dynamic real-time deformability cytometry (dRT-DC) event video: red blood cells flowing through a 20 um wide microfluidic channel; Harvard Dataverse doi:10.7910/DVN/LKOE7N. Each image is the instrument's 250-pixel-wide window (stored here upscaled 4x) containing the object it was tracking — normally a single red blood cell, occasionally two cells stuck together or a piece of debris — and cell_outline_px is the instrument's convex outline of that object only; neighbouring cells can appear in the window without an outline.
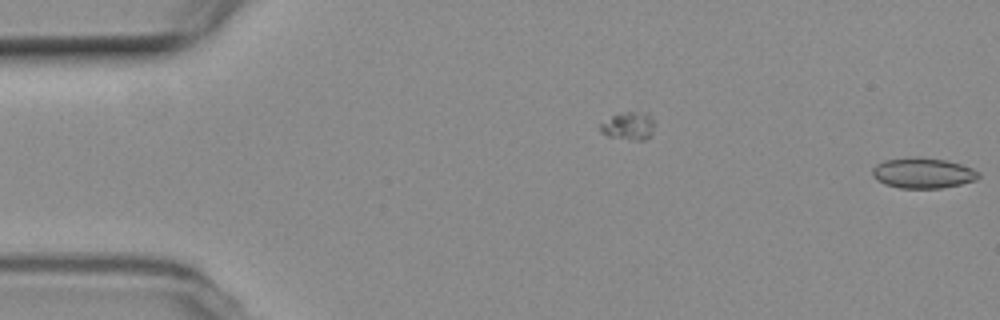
{"species": "common noctule bat (a hibernating species)", "species_latin": "Nyctalus noctula", "temperature_condition": "room temperature", "stored_images_in_passage": 3, "camera_frame_rate_fps": 3000, "um_per_image_px": 0.085, "animal": {"sex": "female", "body_mass_g": 19.3, "forearm_length_mm": 54.1}, "frame": {"image": 1, "passage_image": 3, "time_ms": 2.333, "image_size_px": [1000, 320], "cell_outline_px": [[980, 176], [976, 180], [944, 188], [900, 188], [884, 184], [872, 176], [872, 168], [876, 164], [884, 160], [912, 156], [920, 156], [944, 160], [960, 164], [972, 168], [980, 172]], "centroid_in_image_um": [78.43, 14.7], "position_along_channel_um": 6.6, "area_um2": 19.07}}